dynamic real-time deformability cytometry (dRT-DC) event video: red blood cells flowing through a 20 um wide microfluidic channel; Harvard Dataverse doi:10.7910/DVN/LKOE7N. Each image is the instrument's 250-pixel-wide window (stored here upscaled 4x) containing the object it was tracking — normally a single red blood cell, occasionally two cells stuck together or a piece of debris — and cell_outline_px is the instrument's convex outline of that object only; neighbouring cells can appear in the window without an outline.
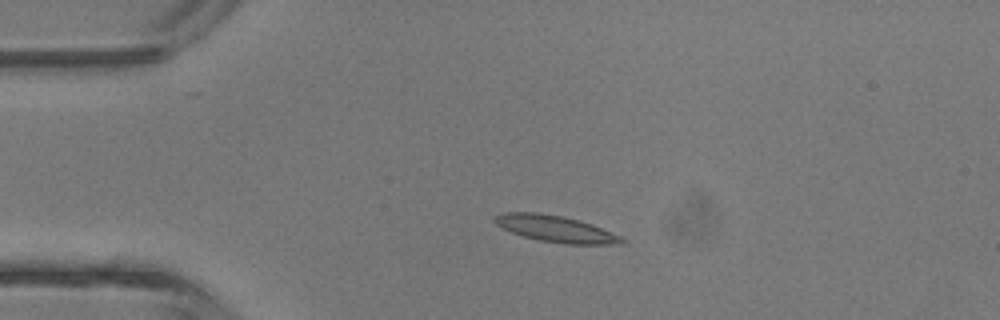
{"species": "common noctule bat (a hibernating species)", "species_latin": "Nyctalus noctula", "temperature_condition": "room temperature", "stored_images_in_passage": 4, "camera_frame_rate_fps": 3000, "um_per_image_px": 0.085, "animal": {"sex": "male", "body_mass_g": 13.3}, "frame": {"image": 1, "passage_image": 2, "time_ms": 1.0, "image_size_px": [1000, 320], "cell_outline_px": [[624, 240], [620, 244], [568, 244], [540, 240], [524, 236], [512, 232], [496, 224], [492, 220], [496, 216], [504, 212], [540, 212], [564, 216], [580, 220], [592, 224], [620, 236]], "centroid_in_image_um": [47.21, 19.43], "position_along_channel_um": 37.8, "area_um2": 19.42}}
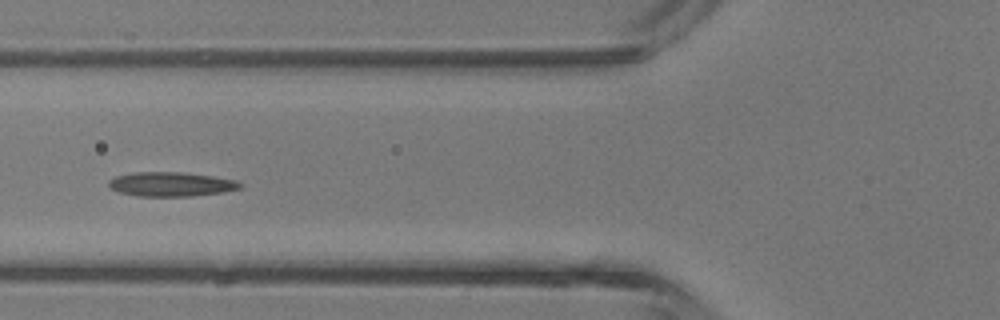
{"frame": {"image": 2, "passage_image": 4, "time_ms": 3.333, "image_size_px": [1000, 320], "cell_outline_px": [[244, 184], [240, 188], [224, 192], [192, 196], [136, 196], [120, 192], [112, 188], [108, 184], [108, 180], [116, 176], [132, 172], [180, 172], [212, 176], [236, 180]], "centroid_in_image_um": [14.55, 15.65], "position_along_channel_um": 111.2, "area_um2": 18.61}}